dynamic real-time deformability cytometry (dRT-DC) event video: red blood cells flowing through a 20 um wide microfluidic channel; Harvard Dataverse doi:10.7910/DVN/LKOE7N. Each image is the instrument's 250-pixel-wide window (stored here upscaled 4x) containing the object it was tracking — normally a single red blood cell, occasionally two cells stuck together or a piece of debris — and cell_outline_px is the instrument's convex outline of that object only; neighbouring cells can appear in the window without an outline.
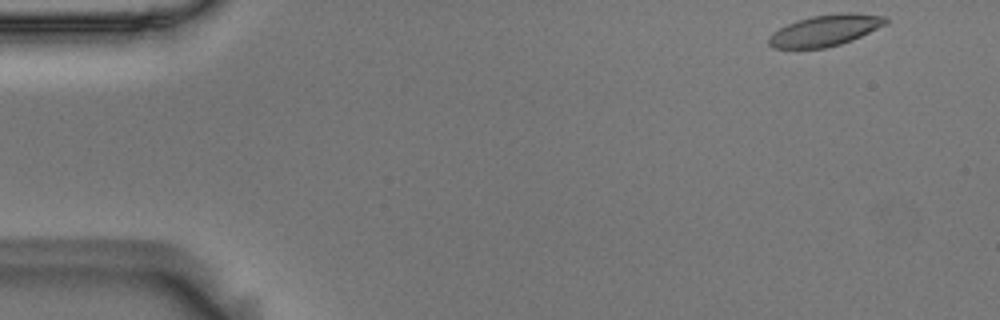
{"species": "Egyptian fruit bat (a non-hibernating species)", "species_latin": "Rousettus aegyptiacus", "temperature_condition": "room temperature", "stored_images_in_passage": 51, "camera_frame_rate_fps": 3000, "um_per_image_px": 0.085, "animal": {"sex": "male"}, "frame": {"image": 1, "passage_image": 1, "time_ms": 0.0, "image_size_px": [1000, 320], "cell_outline_px": [[888, 24], [852, 40], [840, 44], [824, 48], [772, 48], [768, 44], [768, 36], [772, 32], [796, 20], [812, 16], [840, 12], [852, 12], [888, 16]], "centroid_in_image_um": [70.17, 2.57], "position_along_channel_um": 14.8, "area_um2": 21.56}}
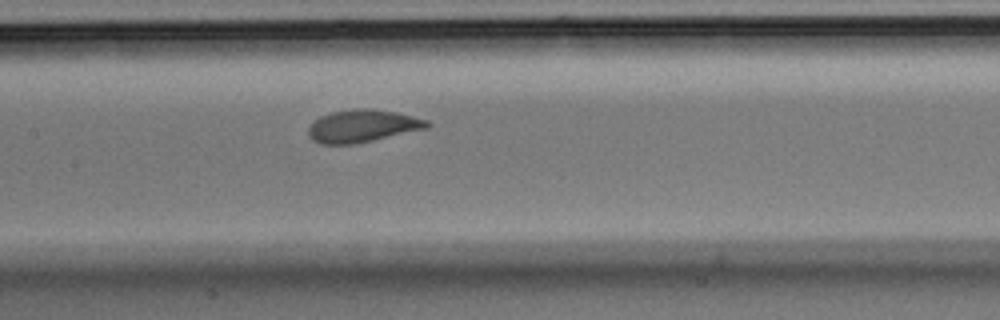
{"frame": {"image": 2, "passage_image": 23, "time_ms": 7.333, "image_size_px": [1000, 320], "cell_outline_px": [[432, 124], [428, 128], [372, 140], [352, 144], [320, 144], [312, 140], [308, 136], [308, 128], [320, 116], [332, 112], [356, 108], [372, 108], [396, 112], [428, 120]], "centroid_in_image_um": [30.81, 10.7], "position_along_channel_um": 176.6, "area_um2": 22.43}}
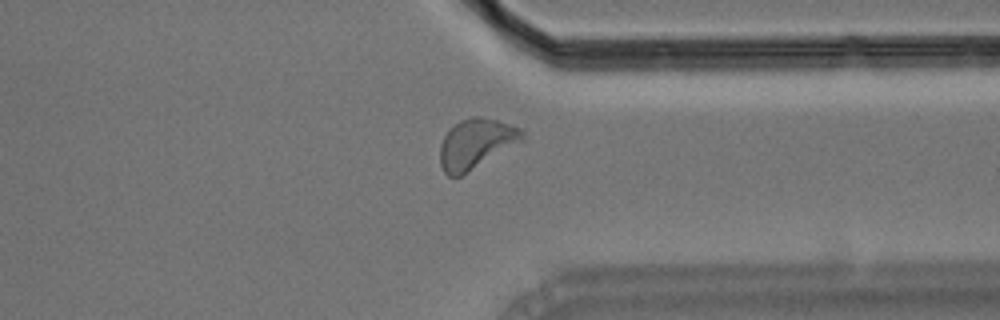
{"frame": {"image": 3, "passage_image": 39, "time_ms": 12.667, "image_size_px": [1000, 320], "cell_outline_px": [[524, 140], [460, 176], [448, 176], [444, 172], [440, 164], [440, 144], [448, 128], [460, 120], [472, 116], [480, 116], [496, 120], [520, 128], [524, 132]], "centroid_in_image_um": [40.43, 12.19], "position_along_channel_um": 371.0, "area_um2": 23.76}, "authors_computed_cell_mechanics": {"area_um2": 22.4264, "velocity_mm_per_s": 3.6711, "shape_relaxation_time_tau1_ms": 2.8688, "shape_relaxation_time_tau2_ms": 0.8828, "deformation_change_tau1": 0.1236, "deformation_change_tau2": 0.0668}}